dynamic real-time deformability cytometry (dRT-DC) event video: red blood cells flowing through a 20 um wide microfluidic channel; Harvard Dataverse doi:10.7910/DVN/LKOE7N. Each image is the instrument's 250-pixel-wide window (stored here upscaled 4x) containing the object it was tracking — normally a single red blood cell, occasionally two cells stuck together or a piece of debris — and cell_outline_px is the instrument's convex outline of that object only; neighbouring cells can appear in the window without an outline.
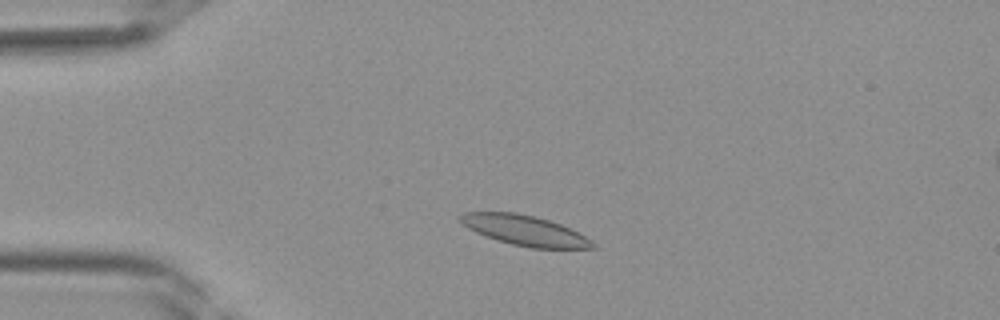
{"species": "Egyptian fruit bat (a non-hibernating species)", "species_latin": "Rousettus aegyptiacus", "temperature_condition": "room temperature", "stored_images_in_passage": 37, "camera_frame_rate_fps": 3000, "um_per_image_px": 0.085, "frame": {"image": 1, "passage_image": 6, "time_ms": 1.667, "image_size_px": [1000, 320], "cell_outline_px": [[596, 248], [532, 248], [512, 244], [476, 232], [468, 228], [456, 220], [456, 216], [464, 212], [516, 212], [536, 216], [560, 224], [592, 240], [596, 244]], "centroid_in_image_um": [44.56, 19.57], "position_along_channel_um": 40.4, "area_um2": 23.12}}
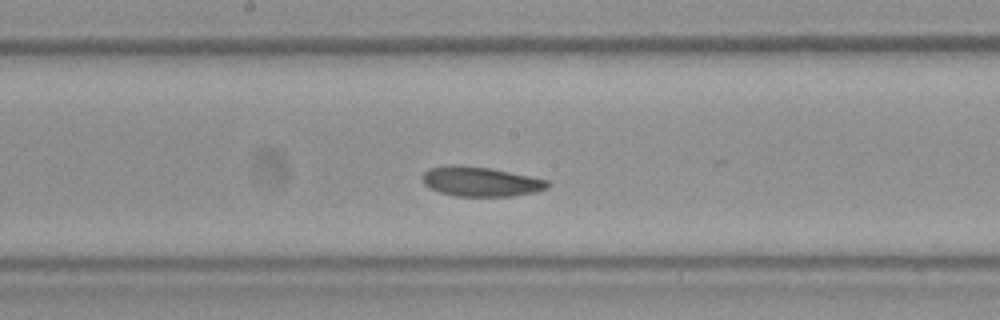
{"frame": {"image": 2, "passage_image": 18, "time_ms": 5.667, "image_size_px": [1000, 320], "cell_outline_px": [[552, 184], [548, 188], [536, 192], [512, 196], [456, 196], [440, 192], [428, 188], [424, 184], [420, 176], [428, 168], [452, 164], [492, 168], [548, 180]], "centroid_in_image_um": [40.84, 15.43], "position_along_channel_um": 207.4, "area_um2": 21.91}}
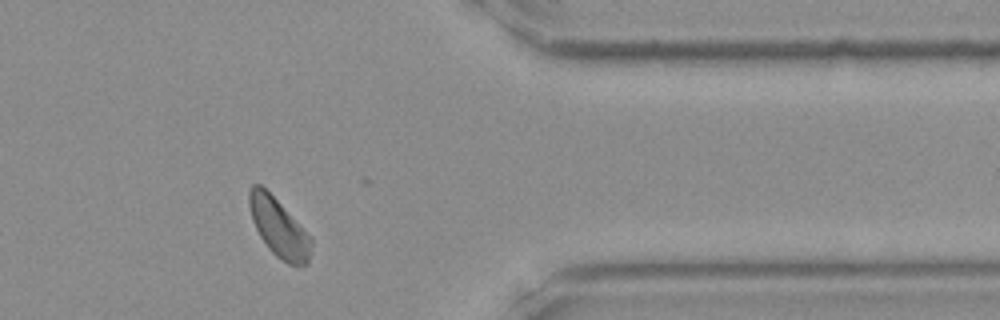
{"frame": {"image": 3, "passage_image": 30, "time_ms": 9.667, "image_size_px": [1000, 320], "cell_outline_px": [[312, 252], [308, 264], [296, 268], [280, 260], [268, 248], [260, 236], [252, 220], [248, 204], [248, 192], [252, 184], [260, 184], [280, 204], [312, 240]], "centroid_in_image_um": [23.69, 19.42], "position_along_channel_um": 387.7, "area_um2": 20.92}}